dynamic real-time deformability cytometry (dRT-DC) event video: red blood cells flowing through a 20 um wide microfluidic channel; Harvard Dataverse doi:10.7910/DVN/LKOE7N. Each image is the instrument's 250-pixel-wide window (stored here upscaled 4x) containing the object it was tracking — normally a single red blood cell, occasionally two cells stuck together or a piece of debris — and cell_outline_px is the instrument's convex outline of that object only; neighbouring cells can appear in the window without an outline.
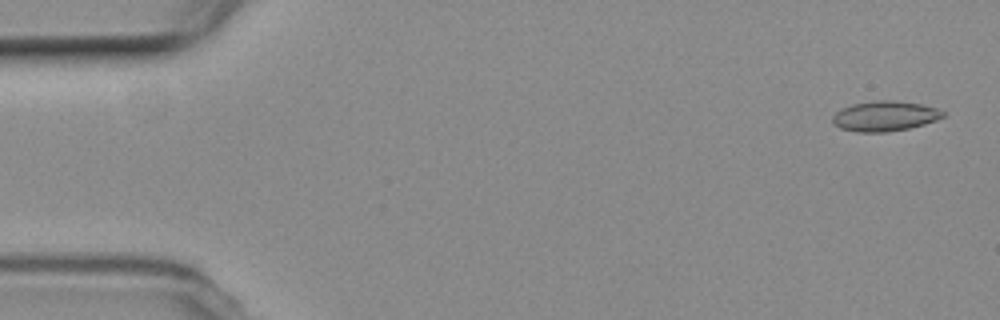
{"species": "common noctule bat (a hibernating species)", "species_latin": "Nyctalus noctula", "temperature_condition": "room temperature", "stored_images_in_passage": 6, "camera_frame_rate_fps": 3000, "um_per_image_px": 0.085, "animal": {"sex": "female", "body_mass_g": 19.3, "forearm_length_mm": 54.1}, "frame": {"image": 1, "passage_image": 1, "time_ms": 0.0, "image_size_px": [1000, 320], "cell_outline_px": [[944, 116], [936, 120], [924, 124], [908, 128], [888, 132], [856, 132], [840, 128], [832, 120], [832, 116], [840, 108], [852, 104], [876, 100], [892, 100], [920, 104], [936, 108], [944, 112]], "centroid_in_image_um": [75.18, 9.86], "position_along_channel_um": 9.8, "area_um2": 19.31}}
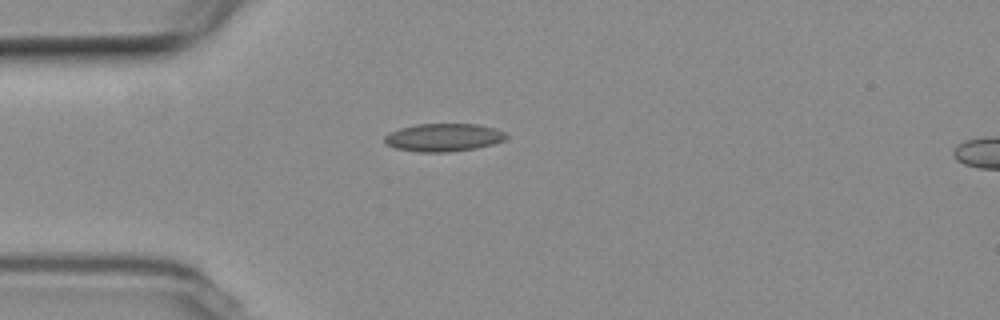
{"frame": {"image": 2, "passage_image": 4, "time_ms": 4.333, "image_size_px": [1000, 320], "cell_outline_px": [[508, 136], [504, 140], [492, 144], [476, 148], [448, 152], [416, 152], [396, 148], [384, 144], [384, 136], [400, 128], [416, 124], [480, 124], [496, 128], [504, 132]], "centroid_in_image_um": [37.7, 11.68], "position_along_channel_um": 47.3, "area_um2": 19.88}}
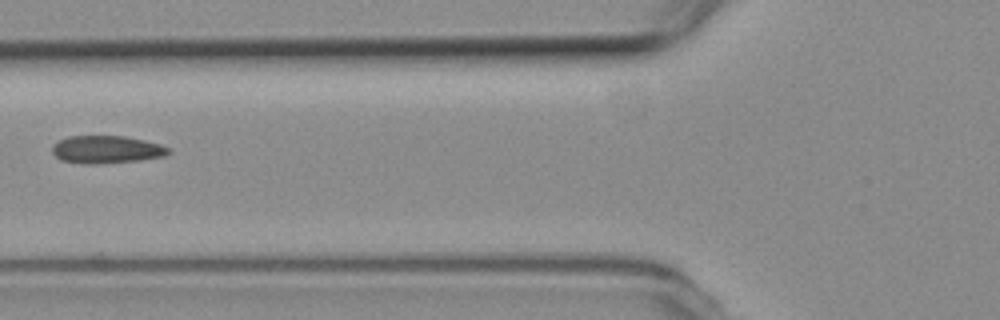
{"frame": {"image": 3, "passage_image": 6, "time_ms": 6.667, "image_size_px": [1000, 320], "cell_outline_px": [[172, 152], [164, 156], [140, 160], [96, 164], [84, 164], [60, 160], [52, 152], [52, 144], [68, 136], [124, 136], [144, 140], [160, 144], [168, 148]], "centroid_in_image_um": [9.04, 12.71], "position_along_channel_um": 116.8, "area_um2": 18.79}}